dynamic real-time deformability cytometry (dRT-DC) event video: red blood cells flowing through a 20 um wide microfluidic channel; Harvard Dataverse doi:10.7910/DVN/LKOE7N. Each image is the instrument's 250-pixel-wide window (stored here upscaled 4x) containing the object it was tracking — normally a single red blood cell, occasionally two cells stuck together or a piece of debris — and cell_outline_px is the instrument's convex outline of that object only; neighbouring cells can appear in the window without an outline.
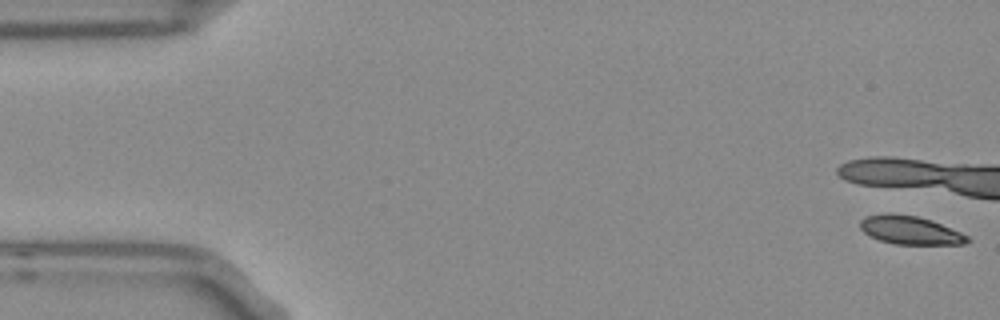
{"species": "Egyptian fruit bat (a non-hibernating species)", "species_latin": "Rousettus aegyptiacus", "temperature_condition": "room temperature", "stored_images_in_passage": 4, "camera_frame_rate_fps": 3000, "um_per_image_px": 0.085, "frame": {"image": 1, "passage_image": 1, "time_ms": 0.0, "image_size_px": [1000, 320], "cell_outline_px": [[972, 240], [964, 244], [896, 244], [880, 240], [864, 232], [860, 228], [860, 220], [864, 216], [916, 216], [932, 220], [960, 232], [968, 236]], "centroid_in_image_um": [77.43, 19.61], "position_along_channel_um": 7.6, "area_um2": 16.99}}